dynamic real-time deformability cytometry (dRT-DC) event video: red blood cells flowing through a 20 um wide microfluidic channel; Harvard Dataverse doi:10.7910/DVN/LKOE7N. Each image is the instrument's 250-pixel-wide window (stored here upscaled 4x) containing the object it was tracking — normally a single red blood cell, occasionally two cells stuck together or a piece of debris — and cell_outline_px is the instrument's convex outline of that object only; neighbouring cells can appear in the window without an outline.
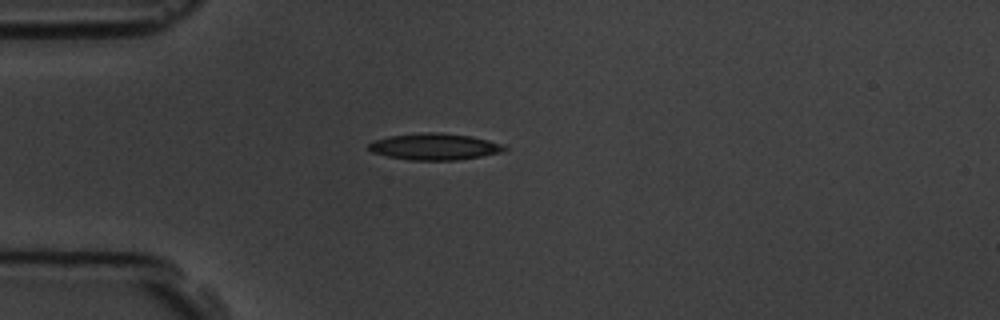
{"species": "common noctule bat (a hibernating species)", "species_latin": "Nyctalus noctula", "temperature_condition": "room temperature", "stored_images_in_passage": 1, "camera_frame_rate_fps": 3000, "um_per_image_px": 0.085, "animal": {"sex": "male", "body_mass_g": 19.5, "forearm_length_mm": 54.6}, "frame": {"image": 1, "passage_image": 1, "time_ms": 0.0, "image_size_px": [1000, 320], "cell_outline_px": [[508, 148], [500, 152], [480, 156], [456, 160], [408, 160], [388, 156], [372, 152], [368, 148], [368, 144], [372, 140], [388, 136], [420, 132], [440, 132], [472, 136], [504, 144]], "centroid_in_image_um": [36.91, 12.45], "position_along_channel_um": 48.1, "area_um2": 21.1}}